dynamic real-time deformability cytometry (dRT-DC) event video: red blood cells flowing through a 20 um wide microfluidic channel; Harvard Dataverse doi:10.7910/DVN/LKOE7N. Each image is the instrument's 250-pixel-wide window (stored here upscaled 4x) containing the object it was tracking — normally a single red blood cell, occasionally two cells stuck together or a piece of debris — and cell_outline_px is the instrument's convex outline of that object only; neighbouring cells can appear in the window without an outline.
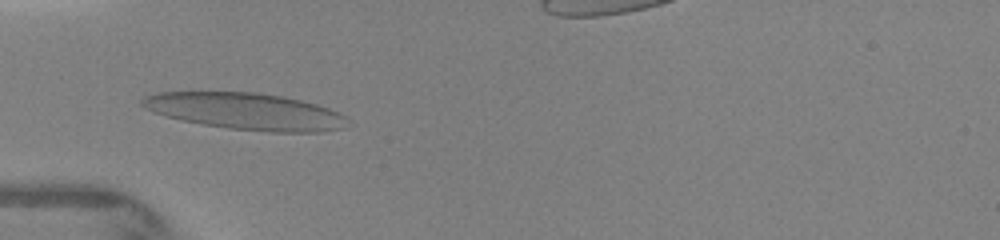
{"species": "human", "species_latin": "Homo sapiens", "temperature_condition": "warm", "stored_images_in_passage": 6, "camera_frame_rate_fps": 3000, "um_per_image_px": 0.085, "donor": {"sex": "female"}, "frame": {"image": 1, "passage_image": 5, "time_ms": 1.667, "image_size_px": [1000, 240], "cell_outline_px": [[352, 120], [344, 128], [320, 132], [268, 132], [228, 128], [180, 120], [152, 112], [144, 108], [140, 104], [140, 100], [144, 96], [160, 92], [256, 92], [280, 96], [300, 100], [316, 104], [328, 108], [348, 116]], "centroid_in_image_um": [20.91, 9.47], "position_along_channel_um": 64.1, "area_um2": 44.22}}